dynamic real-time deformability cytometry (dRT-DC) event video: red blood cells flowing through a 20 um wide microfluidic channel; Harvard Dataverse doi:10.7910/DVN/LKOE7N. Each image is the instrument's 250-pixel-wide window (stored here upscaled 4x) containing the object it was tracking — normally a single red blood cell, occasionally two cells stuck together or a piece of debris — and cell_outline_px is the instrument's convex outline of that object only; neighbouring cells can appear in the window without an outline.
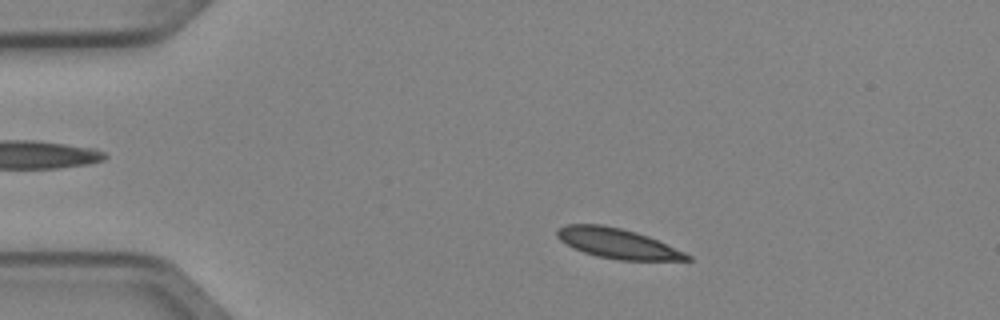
{"species": "Egyptian fruit bat (a non-hibernating species)", "species_latin": "Rousettus aegyptiacus", "temperature_condition": "cold", "stored_images_in_passage": 3, "camera_frame_rate_fps": 3000, "um_per_image_px": 0.085, "animal": {"sex": "female"}, "frame": {"image": 1, "passage_image": 1, "time_ms": 0.0, "image_size_px": [1000, 320], "cell_outline_px": [[692, 260], [616, 260], [596, 256], [572, 248], [560, 240], [556, 236], [556, 232], [560, 228], [568, 224], [600, 224], [620, 228], [636, 232], [648, 236], [684, 252], [692, 256]], "centroid_in_image_um": [52.47, 20.69], "position_along_channel_um": 32.5, "area_um2": 22.6}}
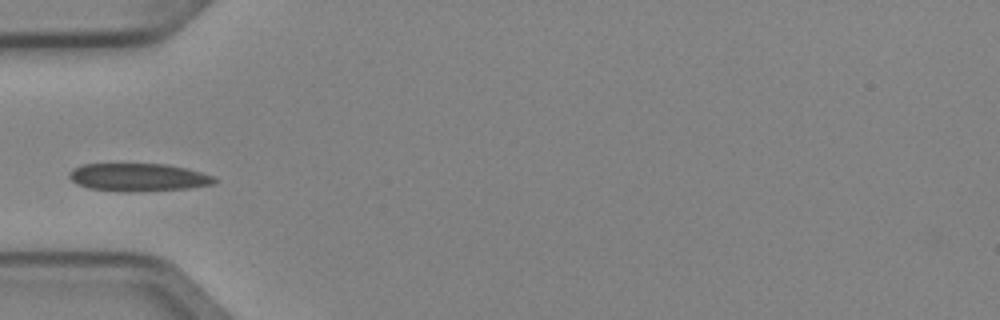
{"frame": {"image": 2, "passage_image": 3, "time_ms": 0.667, "image_size_px": [1000, 320], "cell_outline_px": [[220, 180], [216, 184], [188, 188], [128, 192], [124, 192], [88, 188], [76, 184], [68, 176], [68, 172], [72, 168], [80, 164], [168, 164], [216, 176]], "centroid_in_image_um": [11.76, 15.07], "position_along_channel_um": 73.2, "area_um2": 23.87}}